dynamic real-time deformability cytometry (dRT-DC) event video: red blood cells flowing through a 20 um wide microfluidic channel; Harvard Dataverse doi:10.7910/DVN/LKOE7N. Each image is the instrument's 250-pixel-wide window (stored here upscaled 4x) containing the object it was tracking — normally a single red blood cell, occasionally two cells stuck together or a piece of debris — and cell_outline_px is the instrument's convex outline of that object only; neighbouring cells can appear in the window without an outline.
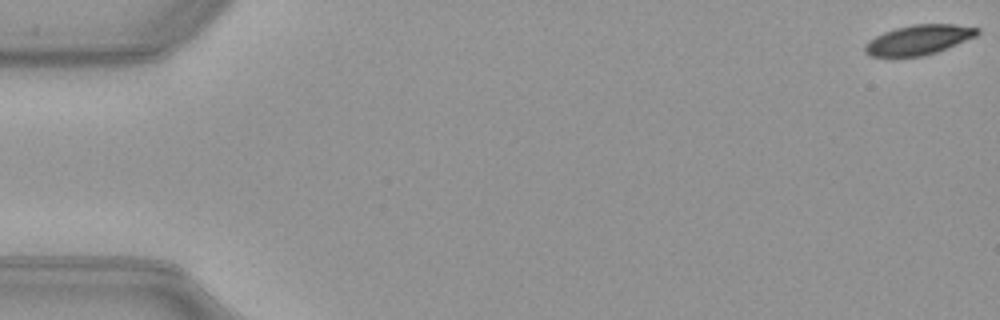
{"species": "common noctule bat (a hibernating species)", "species_latin": "Nyctalus noctula", "temperature_condition": "warm", "stored_images_in_passage": 53, "camera_frame_rate_fps": 3000, "um_per_image_px": 0.085, "animal": {"sex": "female", "body_mass_g": 21.9}, "frame": {"image": 1, "passage_image": 1, "time_ms": 0.0, "image_size_px": [1000, 320], "cell_outline_px": [[980, 32], [976, 36], [936, 52], [920, 56], [872, 56], [864, 52], [864, 44], [868, 40], [884, 32], [896, 28], [912, 24], [956, 24], [980, 28]], "centroid_in_image_um": [78.08, 3.37], "position_along_channel_um": 6.9, "area_um2": 19.36}}
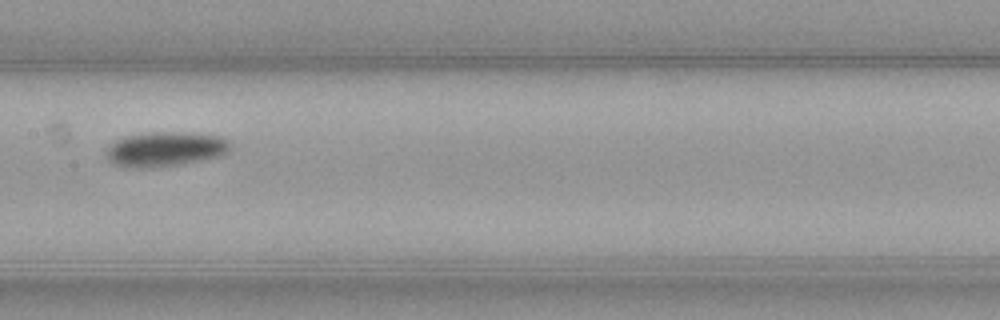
{"frame": {"image": 2, "passage_image": 27, "time_ms": 8.667, "image_size_px": [1000, 320], "cell_outline_px": [[232, 144], [228, 152], [220, 156], [184, 164], [148, 168], [124, 168], [112, 164], [108, 160], [104, 152], [116, 140], [124, 136], [152, 132], [180, 132], [220, 136], [228, 140]], "centroid_in_image_um": [14.02, 12.69], "position_along_channel_um": 193.4, "area_um2": 25.43}}
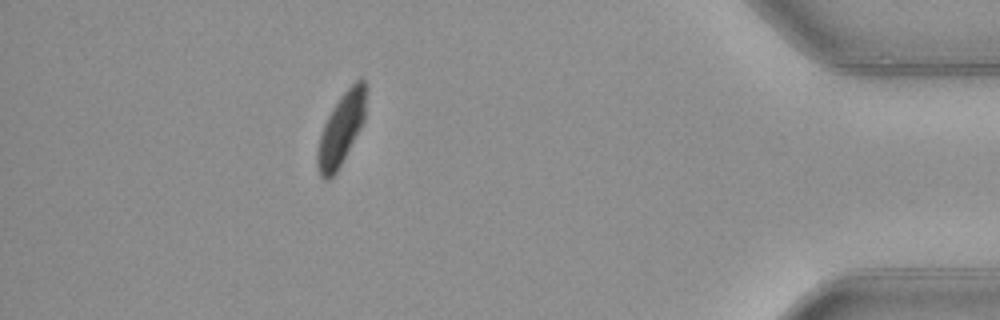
{"frame": {"image": 3, "passage_image": 47, "time_ms": 15.333, "image_size_px": [1000, 320], "cell_outline_px": [[368, 88], [364, 120], [360, 128], [336, 172], [328, 180], [324, 180], [320, 176], [316, 164], [316, 152], [320, 136], [324, 124], [332, 108], [344, 92], [360, 76], [364, 80]], "centroid_in_image_um": [29.01, 10.93], "position_along_channel_um": 406.2, "area_um2": 20.35}, "authors_computed_cell_mechanics": {"area_um2": 21.964, "velocity_mm_per_s": 3.9751, "shape_relaxation_time_tau1_ms": 2.76, "shape_relaxation_time_tau2_ms": null, "deformation_change_tau1": 0.1023, "deformation_change_tau2": null}}